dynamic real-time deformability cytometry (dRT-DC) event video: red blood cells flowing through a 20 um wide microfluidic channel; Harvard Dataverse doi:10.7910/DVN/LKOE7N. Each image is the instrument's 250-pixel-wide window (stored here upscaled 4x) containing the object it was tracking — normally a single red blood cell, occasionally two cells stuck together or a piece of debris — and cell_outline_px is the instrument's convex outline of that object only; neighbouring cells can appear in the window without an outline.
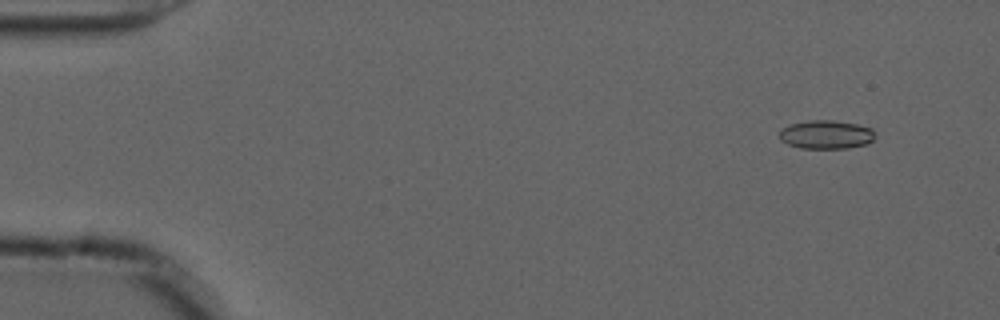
{"species": "common noctule bat (a hibernating species)", "species_latin": "Nyctalus noctula", "temperature_condition": "cold", "stored_images_in_passage": 9, "camera_frame_rate_fps": 3000, "um_per_image_px": 0.085, "animal": {"sex": "male", "forearm_length_mm": 52.5}, "frame": {"image": 1, "passage_image": 4, "time_ms": 1.0, "image_size_px": [1000, 320], "cell_outline_px": [[876, 136], [868, 144], [848, 148], [800, 148], [788, 144], [780, 140], [780, 128], [792, 124], [808, 120], [832, 120], [856, 124], [872, 128], [876, 132]], "centroid_in_image_um": [70.25, 11.44], "position_along_channel_um": 14.8, "area_um2": 16.07}}